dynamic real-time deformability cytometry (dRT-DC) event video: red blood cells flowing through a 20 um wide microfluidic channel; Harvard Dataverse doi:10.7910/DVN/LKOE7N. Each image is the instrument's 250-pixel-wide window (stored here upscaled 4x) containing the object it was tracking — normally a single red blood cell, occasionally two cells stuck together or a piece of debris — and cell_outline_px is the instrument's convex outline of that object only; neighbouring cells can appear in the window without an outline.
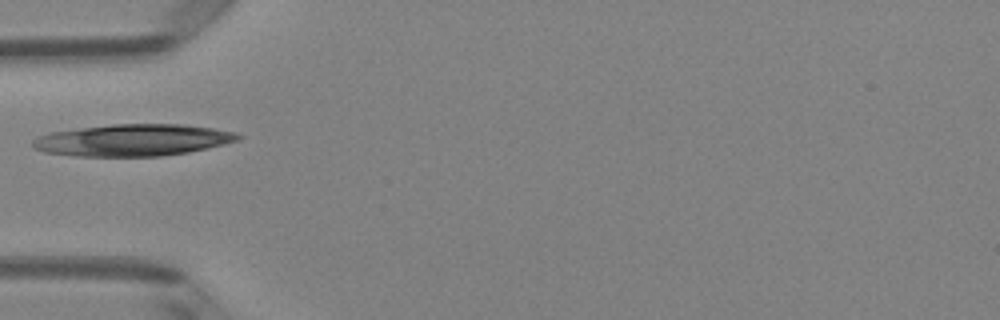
{"species": "Egyptian fruit bat (a non-hibernating species)", "species_latin": "Rousettus aegyptiacus", "temperature_condition": "room temperature", "stored_images_in_passage": 1, "camera_frame_rate_fps": 3000, "um_per_image_px": 0.085, "animal": {"sex": "female"}, "frame": {"image": 1, "passage_image": 1, "time_ms": 0.0, "image_size_px": [1000, 320], "cell_outline_px": [[244, 136], [236, 140], [224, 144], [208, 148], [188, 152], [160, 156], [76, 156], [44, 152], [32, 148], [32, 140], [40, 136], [52, 132], [80, 128], [112, 124], [184, 124], [212, 128], [232, 132]], "centroid_in_image_um": [11.28, 11.91], "position_along_channel_um": 73.7, "area_um2": 37.86}}